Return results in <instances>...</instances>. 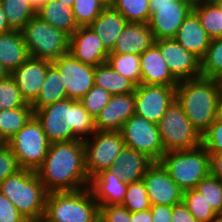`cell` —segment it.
<instances>
[{
  "mask_svg": "<svg viewBox=\"0 0 222 222\" xmlns=\"http://www.w3.org/2000/svg\"><path fill=\"white\" fill-rule=\"evenodd\" d=\"M155 42L148 23L127 22L109 53L140 55Z\"/></svg>",
  "mask_w": 222,
  "mask_h": 222,
  "instance_id": "7402d4cb",
  "label": "cell"
},
{
  "mask_svg": "<svg viewBox=\"0 0 222 222\" xmlns=\"http://www.w3.org/2000/svg\"><path fill=\"white\" fill-rule=\"evenodd\" d=\"M213 1L217 3H222V0H213Z\"/></svg>",
  "mask_w": 222,
  "mask_h": 222,
  "instance_id": "94428289",
  "label": "cell"
},
{
  "mask_svg": "<svg viewBox=\"0 0 222 222\" xmlns=\"http://www.w3.org/2000/svg\"><path fill=\"white\" fill-rule=\"evenodd\" d=\"M27 104L11 75L0 80V110L14 109Z\"/></svg>",
  "mask_w": 222,
  "mask_h": 222,
  "instance_id": "f35d334b",
  "label": "cell"
},
{
  "mask_svg": "<svg viewBox=\"0 0 222 222\" xmlns=\"http://www.w3.org/2000/svg\"><path fill=\"white\" fill-rule=\"evenodd\" d=\"M209 222H222V217L218 214Z\"/></svg>",
  "mask_w": 222,
  "mask_h": 222,
  "instance_id": "6f0895ef",
  "label": "cell"
},
{
  "mask_svg": "<svg viewBox=\"0 0 222 222\" xmlns=\"http://www.w3.org/2000/svg\"><path fill=\"white\" fill-rule=\"evenodd\" d=\"M140 70L141 84L177 86L179 83L155 44L140 54Z\"/></svg>",
  "mask_w": 222,
  "mask_h": 222,
  "instance_id": "ffe728a7",
  "label": "cell"
},
{
  "mask_svg": "<svg viewBox=\"0 0 222 222\" xmlns=\"http://www.w3.org/2000/svg\"><path fill=\"white\" fill-rule=\"evenodd\" d=\"M133 222H152L150 209L133 212Z\"/></svg>",
  "mask_w": 222,
  "mask_h": 222,
  "instance_id": "681fc988",
  "label": "cell"
},
{
  "mask_svg": "<svg viewBox=\"0 0 222 222\" xmlns=\"http://www.w3.org/2000/svg\"><path fill=\"white\" fill-rule=\"evenodd\" d=\"M94 83L112 95L134 92L136 88L131 80L116 72L108 62L95 66Z\"/></svg>",
  "mask_w": 222,
  "mask_h": 222,
  "instance_id": "83f0119b",
  "label": "cell"
},
{
  "mask_svg": "<svg viewBox=\"0 0 222 222\" xmlns=\"http://www.w3.org/2000/svg\"><path fill=\"white\" fill-rule=\"evenodd\" d=\"M100 206L89 187L48 193L39 222H99Z\"/></svg>",
  "mask_w": 222,
  "mask_h": 222,
  "instance_id": "5b68a950",
  "label": "cell"
},
{
  "mask_svg": "<svg viewBox=\"0 0 222 222\" xmlns=\"http://www.w3.org/2000/svg\"><path fill=\"white\" fill-rule=\"evenodd\" d=\"M210 175L222 181V153H209Z\"/></svg>",
  "mask_w": 222,
  "mask_h": 222,
  "instance_id": "c3c4849f",
  "label": "cell"
},
{
  "mask_svg": "<svg viewBox=\"0 0 222 222\" xmlns=\"http://www.w3.org/2000/svg\"><path fill=\"white\" fill-rule=\"evenodd\" d=\"M50 143L85 140L95 131V119L79 100L69 98L34 112Z\"/></svg>",
  "mask_w": 222,
  "mask_h": 222,
  "instance_id": "7a4b0ae2",
  "label": "cell"
},
{
  "mask_svg": "<svg viewBox=\"0 0 222 222\" xmlns=\"http://www.w3.org/2000/svg\"><path fill=\"white\" fill-rule=\"evenodd\" d=\"M0 222H29L1 191Z\"/></svg>",
  "mask_w": 222,
  "mask_h": 222,
  "instance_id": "f6af8a7d",
  "label": "cell"
},
{
  "mask_svg": "<svg viewBox=\"0 0 222 222\" xmlns=\"http://www.w3.org/2000/svg\"><path fill=\"white\" fill-rule=\"evenodd\" d=\"M126 24L127 20L119 11L112 6H106L89 27L99 36L104 47L110 52Z\"/></svg>",
  "mask_w": 222,
  "mask_h": 222,
  "instance_id": "d4e9b609",
  "label": "cell"
},
{
  "mask_svg": "<svg viewBox=\"0 0 222 222\" xmlns=\"http://www.w3.org/2000/svg\"><path fill=\"white\" fill-rule=\"evenodd\" d=\"M201 75L222 81V37L211 39L205 55L201 58Z\"/></svg>",
  "mask_w": 222,
  "mask_h": 222,
  "instance_id": "836d02e7",
  "label": "cell"
},
{
  "mask_svg": "<svg viewBox=\"0 0 222 222\" xmlns=\"http://www.w3.org/2000/svg\"><path fill=\"white\" fill-rule=\"evenodd\" d=\"M36 174L48 193L89 187L83 140L50 143L48 153Z\"/></svg>",
  "mask_w": 222,
  "mask_h": 222,
  "instance_id": "6da1fadb",
  "label": "cell"
},
{
  "mask_svg": "<svg viewBox=\"0 0 222 222\" xmlns=\"http://www.w3.org/2000/svg\"><path fill=\"white\" fill-rule=\"evenodd\" d=\"M157 125L164 153L191 149L201 144V134L188 120L177 100L167 108Z\"/></svg>",
  "mask_w": 222,
  "mask_h": 222,
  "instance_id": "9c48e42d",
  "label": "cell"
},
{
  "mask_svg": "<svg viewBox=\"0 0 222 222\" xmlns=\"http://www.w3.org/2000/svg\"><path fill=\"white\" fill-rule=\"evenodd\" d=\"M51 61L29 57L11 76L15 79L24 100L32 104L38 97L44 84L47 69Z\"/></svg>",
  "mask_w": 222,
  "mask_h": 222,
  "instance_id": "ac0fdd59",
  "label": "cell"
},
{
  "mask_svg": "<svg viewBox=\"0 0 222 222\" xmlns=\"http://www.w3.org/2000/svg\"><path fill=\"white\" fill-rule=\"evenodd\" d=\"M153 163L146 154L124 146L109 171L129 184L141 180Z\"/></svg>",
  "mask_w": 222,
  "mask_h": 222,
  "instance_id": "44dd1931",
  "label": "cell"
},
{
  "mask_svg": "<svg viewBox=\"0 0 222 222\" xmlns=\"http://www.w3.org/2000/svg\"><path fill=\"white\" fill-rule=\"evenodd\" d=\"M125 146L146 154L159 162L164 154L158 125L138 115H132L120 130Z\"/></svg>",
  "mask_w": 222,
  "mask_h": 222,
  "instance_id": "8fae6325",
  "label": "cell"
},
{
  "mask_svg": "<svg viewBox=\"0 0 222 222\" xmlns=\"http://www.w3.org/2000/svg\"><path fill=\"white\" fill-rule=\"evenodd\" d=\"M216 119L222 121V88L219 93L218 105L216 110Z\"/></svg>",
  "mask_w": 222,
  "mask_h": 222,
  "instance_id": "f5cc1de1",
  "label": "cell"
},
{
  "mask_svg": "<svg viewBox=\"0 0 222 222\" xmlns=\"http://www.w3.org/2000/svg\"><path fill=\"white\" fill-rule=\"evenodd\" d=\"M30 57L20 30L0 35V62L12 73Z\"/></svg>",
  "mask_w": 222,
  "mask_h": 222,
  "instance_id": "484cf974",
  "label": "cell"
},
{
  "mask_svg": "<svg viewBox=\"0 0 222 222\" xmlns=\"http://www.w3.org/2000/svg\"><path fill=\"white\" fill-rule=\"evenodd\" d=\"M201 145L208 153H222V121L215 119L201 134Z\"/></svg>",
  "mask_w": 222,
  "mask_h": 222,
  "instance_id": "b9f144b4",
  "label": "cell"
},
{
  "mask_svg": "<svg viewBox=\"0 0 222 222\" xmlns=\"http://www.w3.org/2000/svg\"><path fill=\"white\" fill-rule=\"evenodd\" d=\"M34 116L31 104L0 110V135L7 142Z\"/></svg>",
  "mask_w": 222,
  "mask_h": 222,
  "instance_id": "f546056e",
  "label": "cell"
},
{
  "mask_svg": "<svg viewBox=\"0 0 222 222\" xmlns=\"http://www.w3.org/2000/svg\"><path fill=\"white\" fill-rule=\"evenodd\" d=\"M99 222H133V212L121 204L100 206Z\"/></svg>",
  "mask_w": 222,
  "mask_h": 222,
  "instance_id": "7bdbcfd3",
  "label": "cell"
},
{
  "mask_svg": "<svg viewBox=\"0 0 222 222\" xmlns=\"http://www.w3.org/2000/svg\"><path fill=\"white\" fill-rule=\"evenodd\" d=\"M52 64L59 70L67 98L71 100H80L95 85V66L78 61L70 53Z\"/></svg>",
  "mask_w": 222,
  "mask_h": 222,
  "instance_id": "5bb4252c",
  "label": "cell"
},
{
  "mask_svg": "<svg viewBox=\"0 0 222 222\" xmlns=\"http://www.w3.org/2000/svg\"><path fill=\"white\" fill-rule=\"evenodd\" d=\"M37 16L56 29L71 36L79 27L76 23L72 7L59 0H47L38 10Z\"/></svg>",
  "mask_w": 222,
  "mask_h": 222,
  "instance_id": "4316f807",
  "label": "cell"
},
{
  "mask_svg": "<svg viewBox=\"0 0 222 222\" xmlns=\"http://www.w3.org/2000/svg\"><path fill=\"white\" fill-rule=\"evenodd\" d=\"M107 62L136 86L141 84L140 55L109 53Z\"/></svg>",
  "mask_w": 222,
  "mask_h": 222,
  "instance_id": "d6a6232c",
  "label": "cell"
},
{
  "mask_svg": "<svg viewBox=\"0 0 222 222\" xmlns=\"http://www.w3.org/2000/svg\"><path fill=\"white\" fill-rule=\"evenodd\" d=\"M221 88L220 80L205 77L182 80L176 86V100L200 134L216 119Z\"/></svg>",
  "mask_w": 222,
  "mask_h": 222,
  "instance_id": "3957f363",
  "label": "cell"
},
{
  "mask_svg": "<svg viewBox=\"0 0 222 222\" xmlns=\"http://www.w3.org/2000/svg\"><path fill=\"white\" fill-rule=\"evenodd\" d=\"M59 1L65 3L69 7H72L75 0H59Z\"/></svg>",
  "mask_w": 222,
  "mask_h": 222,
  "instance_id": "9f6ffc18",
  "label": "cell"
},
{
  "mask_svg": "<svg viewBox=\"0 0 222 222\" xmlns=\"http://www.w3.org/2000/svg\"><path fill=\"white\" fill-rule=\"evenodd\" d=\"M148 21L155 40L174 38L186 17L193 11L178 0H149Z\"/></svg>",
  "mask_w": 222,
  "mask_h": 222,
  "instance_id": "7c38bea8",
  "label": "cell"
},
{
  "mask_svg": "<svg viewBox=\"0 0 222 222\" xmlns=\"http://www.w3.org/2000/svg\"><path fill=\"white\" fill-rule=\"evenodd\" d=\"M193 12L211 39L222 37V3L208 0L194 8Z\"/></svg>",
  "mask_w": 222,
  "mask_h": 222,
  "instance_id": "1f68e13d",
  "label": "cell"
},
{
  "mask_svg": "<svg viewBox=\"0 0 222 222\" xmlns=\"http://www.w3.org/2000/svg\"><path fill=\"white\" fill-rule=\"evenodd\" d=\"M30 57L55 61L69 53L70 36L35 15L21 30Z\"/></svg>",
  "mask_w": 222,
  "mask_h": 222,
  "instance_id": "52a82bcc",
  "label": "cell"
},
{
  "mask_svg": "<svg viewBox=\"0 0 222 222\" xmlns=\"http://www.w3.org/2000/svg\"><path fill=\"white\" fill-rule=\"evenodd\" d=\"M83 143L85 169L89 179L103 170H109L125 146L120 131L96 130Z\"/></svg>",
  "mask_w": 222,
  "mask_h": 222,
  "instance_id": "30bf717a",
  "label": "cell"
},
{
  "mask_svg": "<svg viewBox=\"0 0 222 222\" xmlns=\"http://www.w3.org/2000/svg\"><path fill=\"white\" fill-rule=\"evenodd\" d=\"M106 6H112L115 0H101Z\"/></svg>",
  "mask_w": 222,
  "mask_h": 222,
  "instance_id": "680465c9",
  "label": "cell"
},
{
  "mask_svg": "<svg viewBox=\"0 0 222 222\" xmlns=\"http://www.w3.org/2000/svg\"><path fill=\"white\" fill-rule=\"evenodd\" d=\"M142 180L151 205L173 206L182 202L183 191L160 162H154Z\"/></svg>",
  "mask_w": 222,
  "mask_h": 222,
  "instance_id": "2e32d148",
  "label": "cell"
},
{
  "mask_svg": "<svg viewBox=\"0 0 222 222\" xmlns=\"http://www.w3.org/2000/svg\"><path fill=\"white\" fill-rule=\"evenodd\" d=\"M174 39L184 49L194 53L200 59L205 55L211 43V38L201 26L199 18L193 11L183 21Z\"/></svg>",
  "mask_w": 222,
  "mask_h": 222,
  "instance_id": "cb8c5ba5",
  "label": "cell"
},
{
  "mask_svg": "<svg viewBox=\"0 0 222 222\" xmlns=\"http://www.w3.org/2000/svg\"><path fill=\"white\" fill-rule=\"evenodd\" d=\"M182 202L199 222H209L218 215L195 188L183 192Z\"/></svg>",
  "mask_w": 222,
  "mask_h": 222,
  "instance_id": "d590c367",
  "label": "cell"
},
{
  "mask_svg": "<svg viewBox=\"0 0 222 222\" xmlns=\"http://www.w3.org/2000/svg\"><path fill=\"white\" fill-rule=\"evenodd\" d=\"M7 144V142L4 140V138L0 135V148Z\"/></svg>",
  "mask_w": 222,
  "mask_h": 222,
  "instance_id": "91938a15",
  "label": "cell"
},
{
  "mask_svg": "<svg viewBox=\"0 0 222 222\" xmlns=\"http://www.w3.org/2000/svg\"><path fill=\"white\" fill-rule=\"evenodd\" d=\"M212 207L219 214L222 210V181L210 174L202 179L196 188Z\"/></svg>",
  "mask_w": 222,
  "mask_h": 222,
  "instance_id": "ab89813d",
  "label": "cell"
},
{
  "mask_svg": "<svg viewBox=\"0 0 222 222\" xmlns=\"http://www.w3.org/2000/svg\"><path fill=\"white\" fill-rule=\"evenodd\" d=\"M150 212L152 222H171L172 220V206L162 204L151 205Z\"/></svg>",
  "mask_w": 222,
  "mask_h": 222,
  "instance_id": "7dc6e473",
  "label": "cell"
},
{
  "mask_svg": "<svg viewBox=\"0 0 222 222\" xmlns=\"http://www.w3.org/2000/svg\"><path fill=\"white\" fill-rule=\"evenodd\" d=\"M127 185L109 170H103L90 179L89 189L99 206L121 204Z\"/></svg>",
  "mask_w": 222,
  "mask_h": 222,
  "instance_id": "603a6c76",
  "label": "cell"
},
{
  "mask_svg": "<svg viewBox=\"0 0 222 222\" xmlns=\"http://www.w3.org/2000/svg\"><path fill=\"white\" fill-rule=\"evenodd\" d=\"M121 205L130 212L150 209V199L142 179L127 185L125 198Z\"/></svg>",
  "mask_w": 222,
  "mask_h": 222,
  "instance_id": "8d00e7d4",
  "label": "cell"
},
{
  "mask_svg": "<svg viewBox=\"0 0 222 222\" xmlns=\"http://www.w3.org/2000/svg\"><path fill=\"white\" fill-rule=\"evenodd\" d=\"M159 162L183 192L196 188L210 174L209 153L201 144L191 149L167 151Z\"/></svg>",
  "mask_w": 222,
  "mask_h": 222,
  "instance_id": "8992f818",
  "label": "cell"
},
{
  "mask_svg": "<svg viewBox=\"0 0 222 222\" xmlns=\"http://www.w3.org/2000/svg\"><path fill=\"white\" fill-rule=\"evenodd\" d=\"M171 222H199L187 209L183 202L172 206Z\"/></svg>",
  "mask_w": 222,
  "mask_h": 222,
  "instance_id": "bcb514c9",
  "label": "cell"
},
{
  "mask_svg": "<svg viewBox=\"0 0 222 222\" xmlns=\"http://www.w3.org/2000/svg\"><path fill=\"white\" fill-rule=\"evenodd\" d=\"M154 44L159 48L169 71L178 81L202 77L201 59L184 49L174 38L158 39Z\"/></svg>",
  "mask_w": 222,
  "mask_h": 222,
  "instance_id": "9a60e30c",
  "label": "cell"
},
{
  "mask_svg": "<svg viewBox=\"0 0 222 222\" xmlns=\"http://www.w3.org/2000/svg\"><path fill=\"white\" fill-rule=\"evenodd\" d=\"M7 144L21 169L36 171L43 163L50 146L41 123L33 116Z\"/></svg>",
  "mask_w": 222,
  "mask_h": 222,
  "instance_id": "ba28073f",
  "label": "cell"
},
{
  "mask_svg": "<svg viewBox=\"0 0 222 222\" xmlns=\"http://www.w3.org/2000/svg\"><path fill=\"white\" fill-rule=\"evenodd\" d=\"M134 97L135 115L157 124L176 100V86L140 84L135 88Z\"/></svg>",
  "mask_w": 222,
  "mask_h": 222,
  "instance_id": "4fadbf2b",
  "label": "cell"
},
{
  "mask_svg": "<svg viewBox=\"0 0 222 222\" xmlns=\"http://www.w3.org/2000/svg\"><path fill=\"white\" fill-rule=\"evenodd\" d=\"M21 168L8 144L0 148V183Z\"/></svg>",
  "mask_w": 222,
  "mask_h": 222,
  "instance_id": "ee69618b",
  "label": "cell"
},
{
  "mask_svg": "<svg viewBox=\"0 0 222 222\" xmlns=\"http://www.w3.org/2000/svg\"><path fill=\"white\" fill-rule=\"evenodd\" d=\"M105 7L101 0H75L72 10L78 27L89 26Z\"/></svg>",
  "mask_w": 222,
  "mask_h": 222,
  "instance_id": "74e56055",
  "label": "cell"
},
{
  "mask_svg": "<svg viewBox=\"0 0 222 222\" xmlns=\"http://www.w3.org/2000/svg\"><path fill=\"white\" fill-rule=\"evenodd\" d=\"M112 94L101 87L94 85L79 101L87 112L94 118L110 101Z\"/></svg>",
  "mask_w": 222,
  "mask_h": 222,
  "instance_id": "60d3db41",
  "label": "cell"
},
{
  "mask_svg": "<svg viewBox=\"0 0 222 222\" xmlns=\"http://www.w3.org/2000/svg\"><path fill=\"white\" fill-rule=\"evenodd\" d=\"M11 73L8 69L0 62V80L9 77Z\"/></svg>",
  "mask_w": 222,
  "mask_h": 222,
  "instance_id": "db71d44e",
  "label": "cell"
},
{
  "mask_svg": "<svg viewBox=\"0 0 222 222\" xmlns=\"http://www.w3.org/2000/svg\"><path fill=\"white\" fill-rule=\"evenodd\" d=\"M38 10L47 0H28Z\"/></svg>",
  "mask_w": 222,
  "mask_h": 222,
  "instance_id": "11a10c76",
  "label": "cell"
},
{
  "mask_svg": "<svg viewBox=\"0 0 222 222\" xmlns=\"http://www.w3.org/2000/svg\"><path fill=\"white\" fill-rule=\"evenodd\" d=\"M69 53L78 61L97 66L107 62L109 51L89 26L79 27L71 36Z\"/></svg>",
  "mask_w": 222,
  "mask_h": 222,
  "instance_id": "e0dca14e",
  "label": "cell"
},
{
  "mask_svg": "<svg viewBox=\"0 0 222 222\" xmlns=\"http://www.w3.org/2000/svg\"><path fill=\"white\" fill-rule=\"evenodd\" d=\"M135 114L134 92L112 95L95 119L98 131H120L123 124Z\"/></svg>",
  "mask_w": 222,
  "mask_h": 222,
  "instance_id": "d6986e66",
  "label": "cell"
},
{
  "mask_svg": "<svg viewBox=\"0 0 222 222\" xmlns=\"http://www.w3.org/2000/svg\"><path fill=\"white\" fill-rule=\"evenodd\" d=\"M0 191L29 222H39L48 192L36 171L20 169L0 183Z\"/></svg>",
  "mask_w": 222,
  "mask_h": 222,
  "instance_id": "277c9868",
  "label": "cell"
},
{
  "mask_svg": "<svg viewBox=\"0 0 222 222\" xmlns=\"http://www.w3.org/2000/svg\"><path fill=\"white\" fill-rule=\"evenodd\" d=\"M67 99V93L59 70L51 64L46 73L44 84L36 100L31 104L33 111L49 104Z\"/></svg>",
  "mask_w": 222,
  "mask_h": 222,
  "instance_id": "f1b7e54d",
  "label": "cell"
},
{
  "mask_svg": "<svg viewBox=\"0 0 222 222\" xmlns=\"http://www.w3.org/2000/svg\"><path fill=\"white\" fill-rule=\"evenodd\" d=\"M8 25L12 30H22L37 14L28 0H0Z\"/></svg>",
  "mask_w": 222,
  "mask_h": 222,
  "instance_id": "4dcf8cb0",
  "label": "cell"
},
{
  "mask_svg": "<svg viewBox=\"0 0 222 222\" xmlns=\"http://www.w3.org/2000/svg\"><path fill=\"white\" fill-rule=\"evenodd\" d=\"M112 7L119 11L127 22L148 23L151 16L149 0H115Z\"/></svg>",
  "mask_w": 222,
  "mask_h": 222,
  "instance_id": "e575fe53",
  "label": "cell"
},
{
  "mask_svg": "<svg viewBox=\"0 0 222 222\" xmlns=\"http://www.w3.org/2000/svg\"><path fill=\"white\" fill-rule=\"evenodd\" d=\"M11 30L12 29L10 28V26L7 23L5 13L2 10L1 4H0V35L4 34V33H7Z\"/></svg>",
  "mask_w": 222,
  "mask_h": 222,
  "instance_id": "f907efd6",
  "label": "cell"
},
{
  "mask_svg": "<svg viewBox=\"0 0 222 222\" xmlns=\"http://www.w3.org/2000/svg\"><path fill=\"white\" fill-rule=\"evenodd\" d=\"M186 5H188L190 8L194 9L197 6H199L200 4L204 3L205 1L208 0H178Z\"/></svg>",
  "mask_w": 222,
  "mask_h": 222,
  "instance_id": "816d5d0a",
  "label": "cell"
}]
</instances>
